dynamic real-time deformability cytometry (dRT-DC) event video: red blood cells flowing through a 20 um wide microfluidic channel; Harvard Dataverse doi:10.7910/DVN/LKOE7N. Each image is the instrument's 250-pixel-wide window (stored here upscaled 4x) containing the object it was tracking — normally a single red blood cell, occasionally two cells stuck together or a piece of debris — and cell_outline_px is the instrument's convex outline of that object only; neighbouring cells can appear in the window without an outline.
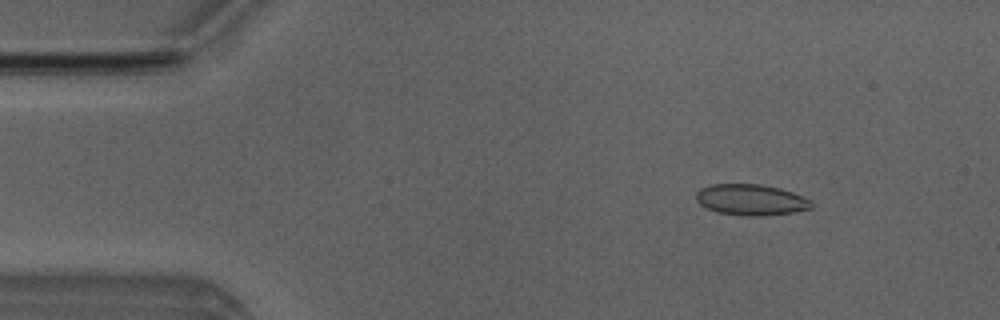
{"species": "Egyptian fruit bat (a non-hibernating species)", "species_latin": "Rousettus aegyptiacus", "temperature_condition": "room temperature", "stored_images_in_passage": 49, "camera_frame_rate_fps": 3000, "um_per_image_px": 0.085, "animal": {"sex": "male"}, "frame": {"image": 1, "passage_image": 5, "time_ms": 1.333, "image_size_px": [1000, 320], "cell_outline_px": [[812, 208], [792, 212], [760, 216], [748, 216], [716, 212], [700, 204], [696, 200], [696, 192], [700, 188], [708, 184], [760, 184], [780, 188], [792, 192], [812, 200]], "centroid_in_image_um": [63.81, 16.97], "position_along_channel_um": 21.2, "area_um2": 20.87}}
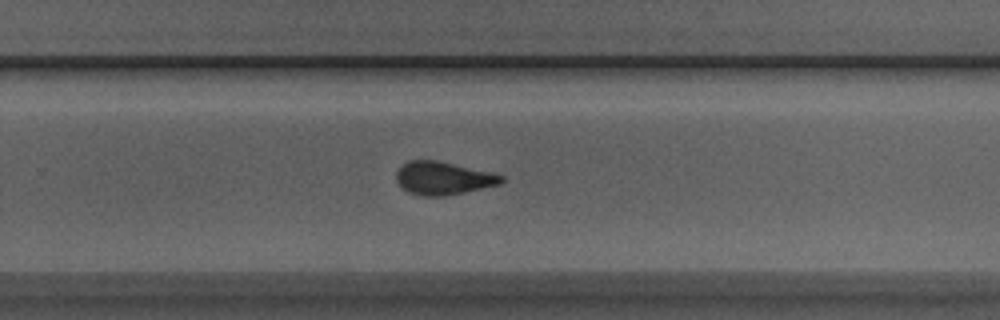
{"frame": {"image": 2, "passage_image": 31, "time_ms": 10.0, "image_size_px": [1000, 320], "cell_outline_px": [[504, 180], [500, 184], [464, 192], [444, 196], [424, 196], [408, 192], [396, 180], [396, 172], [400, 164], [408, 160], [436, 160], [488, 172], [504, 176]], "centroid_in_image_um": [37.62, 15.14], "position_along_channel_um": 292.2, "area_um2": 20.0}}
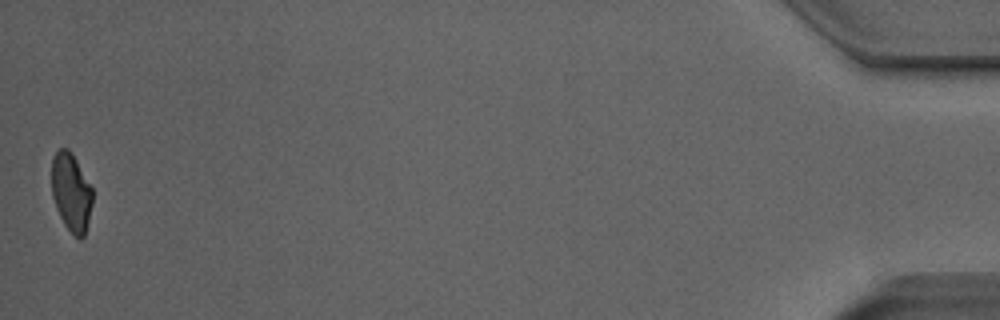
{"frame": {"image": 3, "passage_image": 49, "time_ms": 16.0, "image_size_px": [1000, 320], "cell_outline_px": [[92, 204], [84, 236], [80, 240], [64, 224], [56, 208], [52, 196], [52, 160], [56, 152], [60, 148], [68, 148], [76, 160], [92, 188]], "centroid_in_image_um": [6.04, 16.34], "position_along_channel_um": 429.2, "area_um2": 18.32}, "authors_computed_cell_mechanics": {"area_um2": 20.4612, "velocity_mm_per_s": 3.9941, "shape_relaxation_time_tau1_ms": null, "shape_relaxation_time_tau2_ms": 1.4361, "deformation_change_tau1": null, "deformation_change_tau2": 0.0569}}